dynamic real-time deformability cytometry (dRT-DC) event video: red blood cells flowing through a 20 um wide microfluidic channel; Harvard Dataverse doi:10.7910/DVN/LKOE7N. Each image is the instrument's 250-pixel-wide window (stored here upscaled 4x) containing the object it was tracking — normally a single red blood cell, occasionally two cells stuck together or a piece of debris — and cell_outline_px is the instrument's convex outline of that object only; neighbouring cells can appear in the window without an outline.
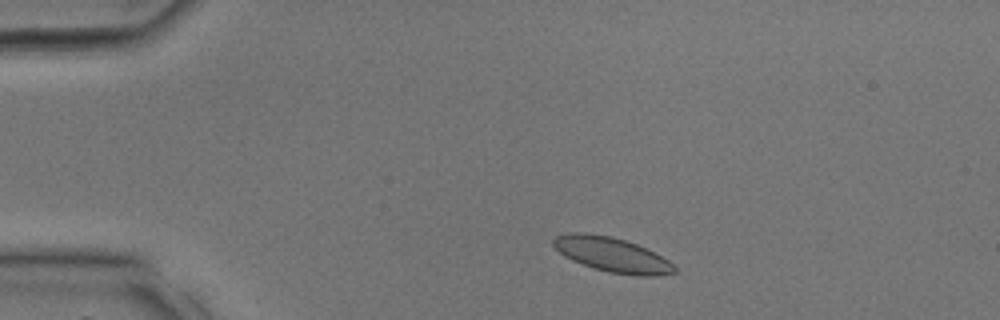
{"species": "common noctule bat (a hibernating species)", "species_latin": "Nyctalus noctula", "temperature_condition": "room temperature", "stored_images_in_passage": 29, "camera_frame_rate_fps": 3000, "um_per_image_px": 0.085, "animal": {"sex": "male", "body_mass_g": 17.9, "forearm_length_mm": 54.2}, "frame": {"image": 1, "passage_image": 3, "time_ms": 0.667, "image_size_px": [1000, 320], "cell_outline_px": [[676, 272], [652, 276], [636, 276], [608, 272], [572, 260], [564, 256], [552, 244], [552, 240], [556, 236], [572, 232], [584, 232], [612, 236], [636, 244], [668, 260], [676, 268]], "centroid_in_image_um": [51.99, 21.64], "position_along_channel_um": 33.0, "area_um2": 24.1}}
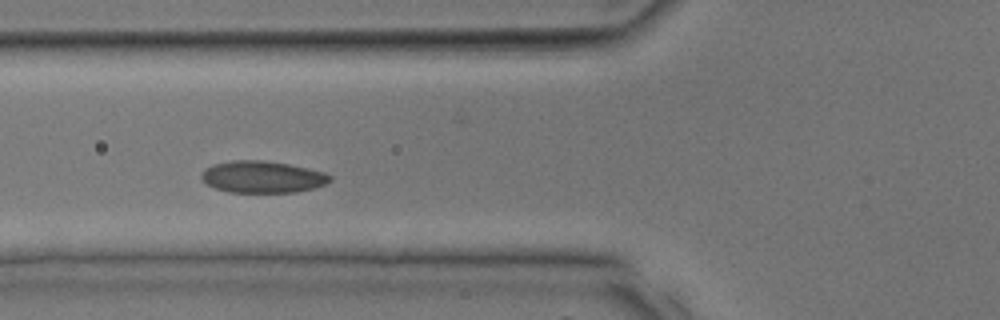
{"frame": {"image": 2, "passage_image": 9, "time_ms": 2.667, "image_size_px": [1000, 320], "cell_outline_px": [[332, 180], [324, 184], [312, 188], [296, 192], [228, 192], [216, 188], [208, 184], [200, 176], [204, 168], [212, 164], [232, 160], [264, 160], [288, 164], [308, 168], [324, 172], [332, 176]], "centroid_in_image_um": [22.29, 15.02], "position_along_channel_um": 103.5, "area_um2": 23.81}}
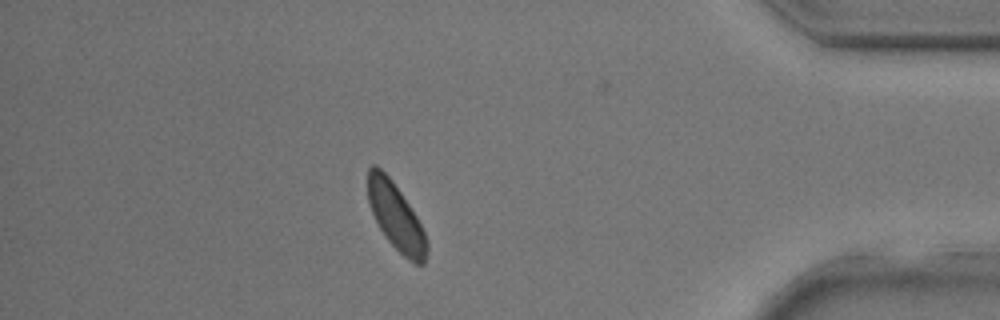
{"frame": {"image": 3, "passage_image": 25, "time_ms": 8.0, "image_size_px": [1000, 320], "cell_outline_px": [[428, 252], [424, 264], [416, 264], [408, 260], [388, 240], [380, 228], [372, 212], [368, 200], [368, 168], [372, 164], [376, 164], [392, 180], [416, 216], [424, 232], [428, 244]], "centroid_in_image_um": [33.66, 18.42], "position_along_channel_um": 401.5, "area_um2": 22.6}}